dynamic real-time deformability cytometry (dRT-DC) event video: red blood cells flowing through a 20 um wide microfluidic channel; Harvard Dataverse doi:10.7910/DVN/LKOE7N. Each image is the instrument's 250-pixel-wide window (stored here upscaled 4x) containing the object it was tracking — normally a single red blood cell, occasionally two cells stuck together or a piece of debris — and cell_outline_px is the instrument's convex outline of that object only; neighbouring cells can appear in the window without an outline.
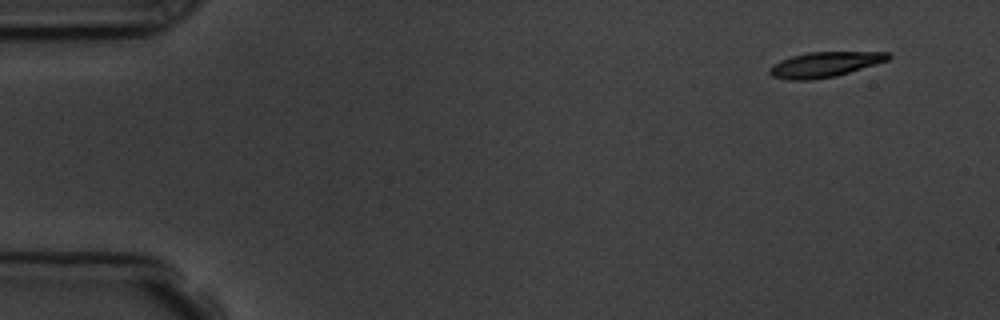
{"species": "common noctule bat (a hibernating species)", "species_latin": "Nyctalus noctula", "temperature_condition": "room temperature", "stored_images_in_passage": 4, "camera_frame_rate_fps": 3000, "um_per_image_px": 0.085, "animal": {"sex": "male", "body_mass_g": 19.5, "forearm_length_mm": 54.6}, "frame": {"image": 1, "passage_image": 1, "time_ms": 0.0, "image_size_px": [1000, 320], "cell_outline_px": [[892, 56], [888, 60], [876, 64], [836, 76], [812, 80], [788, 80], [772, 76], [768, 72], [768, 68], [772, 64], [780, 60], [792, 56], [808, 52], [888, 52]], "centroid_in_image_um": [70.06, 5.48], "position_along_channel_um": 14.9, "area_um2": 17.46}}
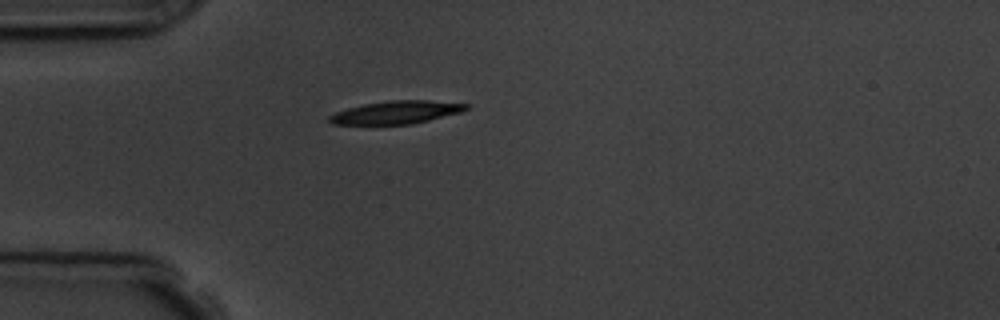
{"frame": {"image": 2, "passage_image": 4, "time_ms": 3.667, "image_size_px": [1000, 320], "cell_outline_px": [[468, 108], [460, 112], [412, 124], [332, 124], [328, 120], [328, 116], [336, 112], [348, 108], [364, 104], [388, 100], [428, 100], [468, 104]], "centroid_in_image_um": [33.66, 9.54], "position_along_channel_um": 51.3, "area_um2": 18.03}}